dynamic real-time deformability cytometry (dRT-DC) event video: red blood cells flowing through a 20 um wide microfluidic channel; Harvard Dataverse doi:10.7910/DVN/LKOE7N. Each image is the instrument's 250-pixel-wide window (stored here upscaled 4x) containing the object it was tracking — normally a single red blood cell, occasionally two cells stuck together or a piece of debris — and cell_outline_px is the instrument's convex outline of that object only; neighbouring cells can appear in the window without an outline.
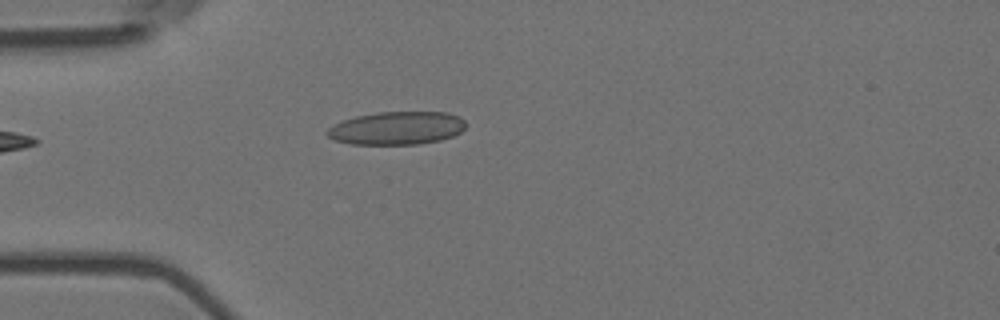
{"species": "Egyptian fruit bat (a non-hibernating species)", "species_latin": "Rousettus aegyptiacus", "temperature_condition": "room temperature", "stored_images_in_passage": 6, "camera_frame_rate_fps": 3000, "um_per_image_px": 0.085, "animal": {"sex": "female"}, "frame": {"image": 1, "passage_image": 5, "time_ms": 1.333, "image_size_px": [1000, 320], "cell_outline_px": [[464, 128], [460, 132], [452, 136], [440, 140], [420, 144], [352, 144], [336, 140], [328, 136], [324, 132], [332, 124], [356, 116], [380, 112], [448, 112], [460, 116], [464, 120]], "centroid_in_image_um": [33.72, 10.88], "position_along_channel_um": 51.3, "area_um2": 26.7}}